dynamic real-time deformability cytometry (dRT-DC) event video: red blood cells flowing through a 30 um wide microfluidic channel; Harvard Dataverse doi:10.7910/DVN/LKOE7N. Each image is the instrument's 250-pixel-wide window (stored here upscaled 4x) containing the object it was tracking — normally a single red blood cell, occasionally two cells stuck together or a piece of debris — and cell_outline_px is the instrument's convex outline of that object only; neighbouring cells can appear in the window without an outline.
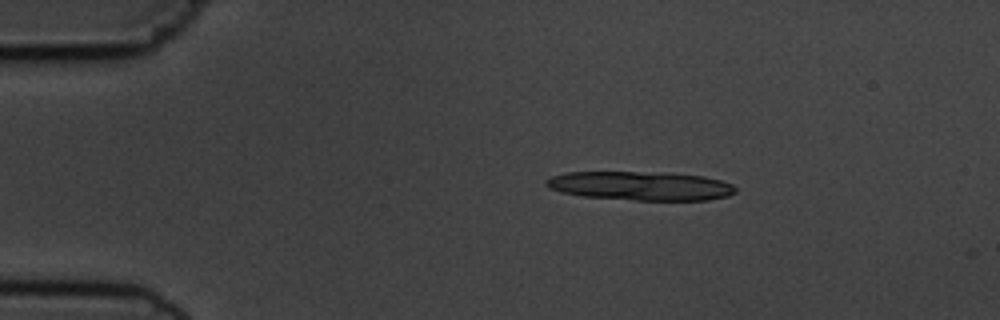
{"species": "common noctule bat (a hibernating species)", "species_latin": "Nyctalus noctula", "temperature_condition": "cold", "stored_images_in_passage": 4, "camera_frame_rate_fps": 3000, "um_per_image_px": 0.085, "animal": {"sex": "male", "body_mass_g": 19.5, "forearm_length_mm": 54.6}, "frame": {"image": 1, "passage_image": 2, "time_ms": 2.0, "image_size_px": [1000, 320], "cell_outline_px": [[736, 192], [728, 196], [708, 200], [636, 200], [584, 196], [560, 192], [548, 188], [544, 184], [544, 180], [552, 176], [564, 172], [664, 172], [704, 176], [720, 180], [732, 184], [736, 188]], "centroid_in_image_um": [54.43, 15.79], "position_along_channel_um": 30.6, "area_um2": 32.08}}